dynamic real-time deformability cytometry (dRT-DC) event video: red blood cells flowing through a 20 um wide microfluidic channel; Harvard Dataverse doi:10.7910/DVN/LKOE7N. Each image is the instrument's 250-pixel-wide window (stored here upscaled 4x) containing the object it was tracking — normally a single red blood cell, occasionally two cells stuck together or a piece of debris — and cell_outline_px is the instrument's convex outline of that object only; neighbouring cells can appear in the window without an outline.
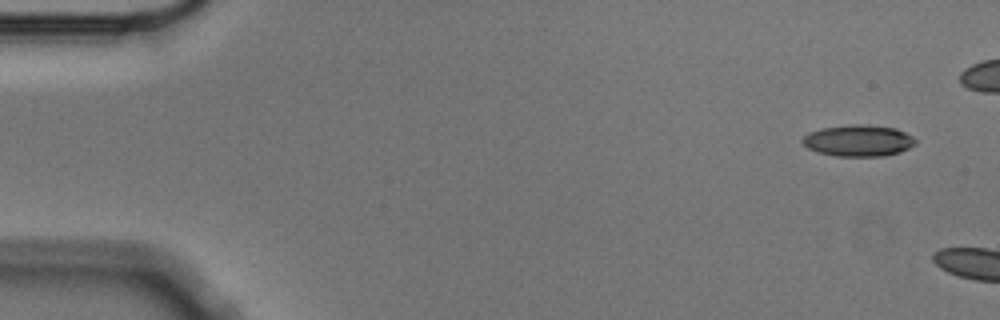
{"species": "Egyptian fruit bat (a non-hibernating species)", "species_latin": "Rousettus aegyptiacus", "temperature_condition": "cold", "stored_images_in_passage": 6, "camera_frame_rate_fps": 3000, "um_per_image_px": 0.085, "animal": {"sex": "male"}, "frame": {"image": 1, "passage_image": 1, "time_ms": 0.0, "image_size_px": [1000, 320], "cell_outline_px": [[916, 144], [900, 152], [884, 156], [836, 156], [816, 152], [808, 148], [800, 140], [808, 132], [820, 128], [852, 124], [864, 124], [896, 128], [912, 136], [916, 140]], "centroid_in_image_um": [72.94, 11.95], "position_along_channel_um": 12.1, "area_um2": 20.87}}